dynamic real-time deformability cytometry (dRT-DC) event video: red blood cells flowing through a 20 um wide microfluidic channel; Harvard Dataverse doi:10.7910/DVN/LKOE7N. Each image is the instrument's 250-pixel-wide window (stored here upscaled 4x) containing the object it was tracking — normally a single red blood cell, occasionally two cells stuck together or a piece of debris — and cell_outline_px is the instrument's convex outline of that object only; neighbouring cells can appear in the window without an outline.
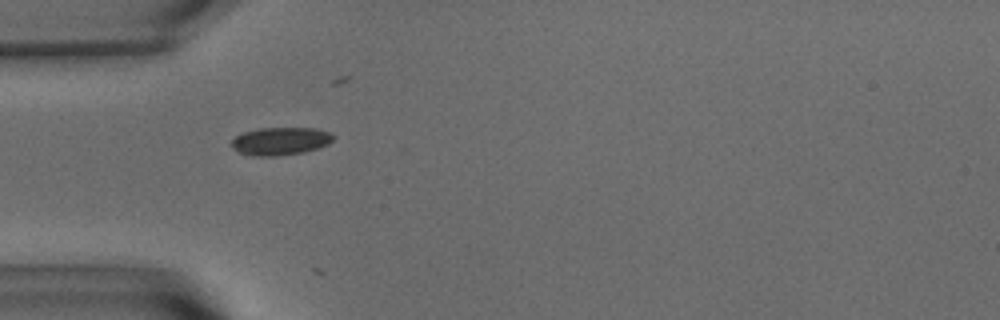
{"species": "common noctule bat (a hibernating species)", "species_latin": "Nyctalus noctula", "temperature_condition": "warm", "stored_images_in_passage": 4, "camera_frame_rate_fps": 3000, "um_per_image_px": 0.085, "animal": {"sex": "male", "body_mass_g": 15.6}, "frame": {"image": 1, "passage_image": 1, "time_ms": 0.0, "image_size_px": [1000, 320], "cell_outline_px": [[336, 136], [328, 144], [304, 152], [276, 156], [256, 156], [240, 152], [232, 148], [232, 140], [236, 136], [244, 132], [260, 128], [316, 128], [332, 132]], "centroid_in_image_um": [23.88, 11.98], "position_along_channel_um": 61.1, "area_um2": 16.47}}